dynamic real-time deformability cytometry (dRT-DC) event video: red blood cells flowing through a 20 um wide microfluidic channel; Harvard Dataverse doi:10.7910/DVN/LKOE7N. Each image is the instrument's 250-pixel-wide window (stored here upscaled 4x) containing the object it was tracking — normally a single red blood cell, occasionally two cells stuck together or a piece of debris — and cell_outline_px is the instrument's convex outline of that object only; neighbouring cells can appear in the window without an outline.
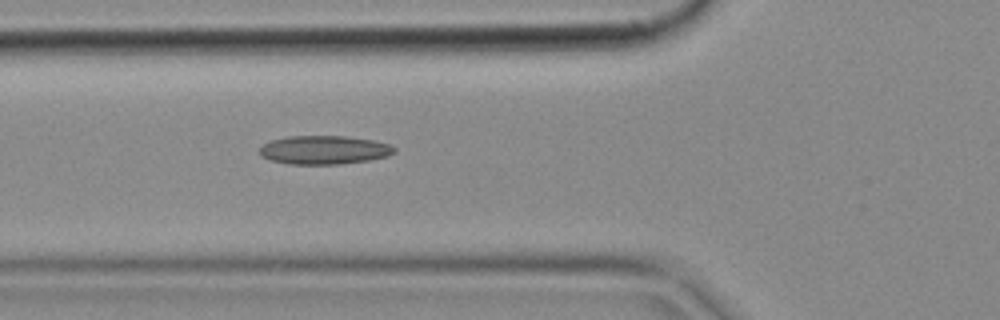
{"species": "common noctule bat (a hibernating species)", "species_latin": "Nyctalus noctula", "temperature_condition": "cold", "stored_images_in_passage": 5, "camera_frame_rate_fps": 3000, "um_per_image_px": 0.085, "animal": {"sex": "female", "body_mass_g": 18.4}, "frame": {"image": 1, "passage_image": 5, "time_ms": 1.333, "image_size_px": [1000, 320], "cell_outline_px": [[396, 152], [388, 156], [368, 160], [340, 164], [288, 164], [272, 160], [260, 156], [260, 148], [264, 144], [272, 140], [288, 136], [344, 136], [372, 140], [388, 144], [396, 148]], "centroid_in_image_um": [27.55, 12.75], "position_along_channel_um": 98.2, "area_um2": 22.37}}